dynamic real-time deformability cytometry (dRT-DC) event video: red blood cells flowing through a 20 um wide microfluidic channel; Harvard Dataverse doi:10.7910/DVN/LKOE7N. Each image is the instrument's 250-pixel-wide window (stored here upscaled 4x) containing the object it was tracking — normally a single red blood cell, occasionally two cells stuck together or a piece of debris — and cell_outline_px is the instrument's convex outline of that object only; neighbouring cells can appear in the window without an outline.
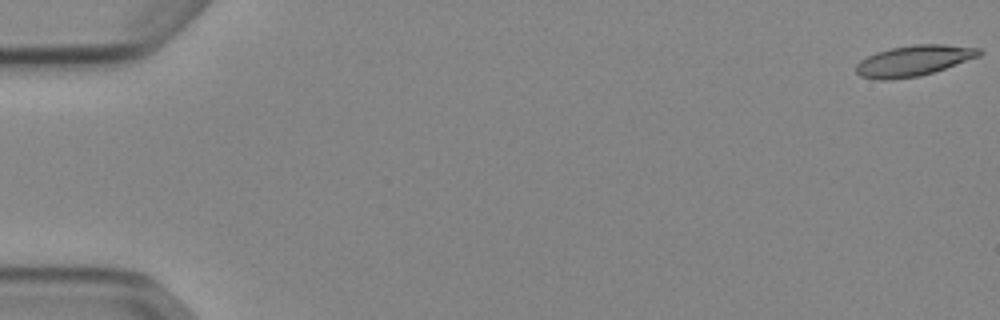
{"species": "Egyptian fruit bat (a non-hibernating species)", "species_latin": "Rousettus aegyptiacus", "temperature_condition": "cold", "stored_images_in_passage": 53, "camera_frame_rate_fps": 3000, "um_per_image_px": 0.085, "animal": {"sex": "female"}, "frame": {"image": 1, "passage_image": 1, "time_ms": 0.0, "image_size_px": [1000, 320], "cell_outline_px": [[980, 56], [920, 76], [892, 80], [876, 80], [860, 76], [856, 72], [856, 64], [860, 60], [876, 52], [892, 48], [912, 44], [944, 44], [980, 48]], "centroid_in_image_um": [77.62, 5.16], "position_along_channel_um": 7.4, "area_um2": 21.96}}
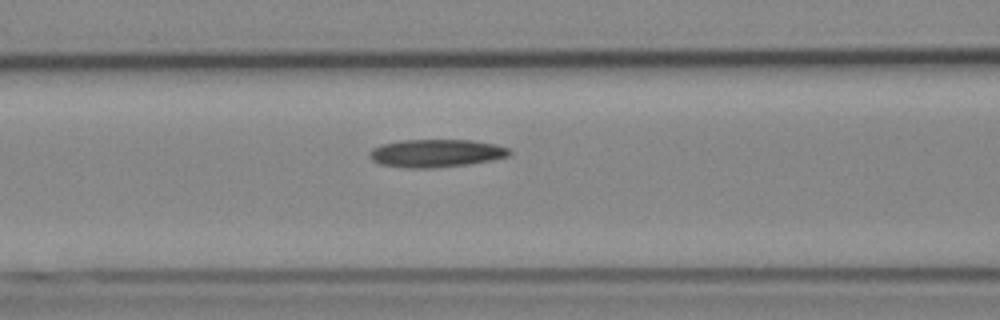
{"frame": {"image": 2, "passage_image": 23, "time_ms": 7.333, "image_size_px": [1000, 320], "cell_outline_px": [[512, 152], [508, 156], [492, 160], [468, 164], [436, 168], [408, 168], [380, 164], [372, 160], [368, 156], [368, 152], [372, 148], [384, 144], [400, 140], [472, 140], [496, 144], [508, 148]], "centroid_in_image_um": [37.06, 13.02], "position_along_channel_um": 129.5, "area_um2": 22.83}}
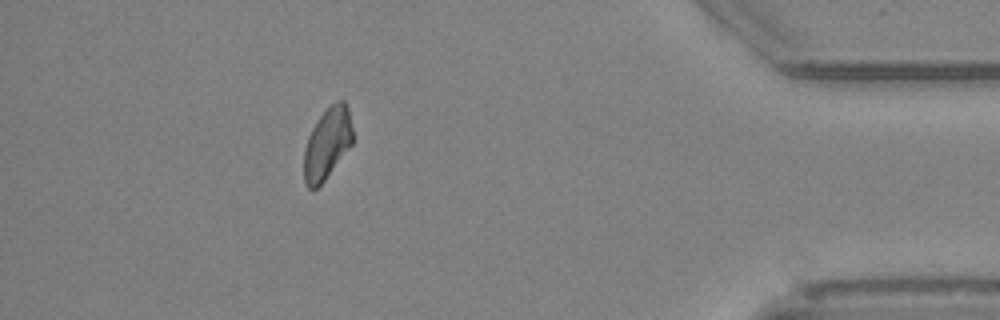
{"frame": {"image": 3, "passage_image": 48, "time_ms": 15.667, "image_size_px": [1000, 320], "cell_outline_px": [[352, 144], [324, 180], [316, 188], [308, 188], [304, 184], [304, 148], [308, 136], [312, 128], [320, 116], [332, 104], [340, 100], [344, 100], [348, 108], [352, 128]], "centroid_in_image_um": [27.8, 12.2], "position_along_channel_um": 407.4, "area_um2": 19.94}, "authors_computed_cell_mechanics": {"area_um2": 21.6172, "velocity_mm_per_s": 3.8718, "shape_relaxation_time_tau1_ms": null, "shape_relaxation_time_tau2_ms": 6.0723, "deformation_change_tau1": null, "deformation_change_tau2": 0.1518}}